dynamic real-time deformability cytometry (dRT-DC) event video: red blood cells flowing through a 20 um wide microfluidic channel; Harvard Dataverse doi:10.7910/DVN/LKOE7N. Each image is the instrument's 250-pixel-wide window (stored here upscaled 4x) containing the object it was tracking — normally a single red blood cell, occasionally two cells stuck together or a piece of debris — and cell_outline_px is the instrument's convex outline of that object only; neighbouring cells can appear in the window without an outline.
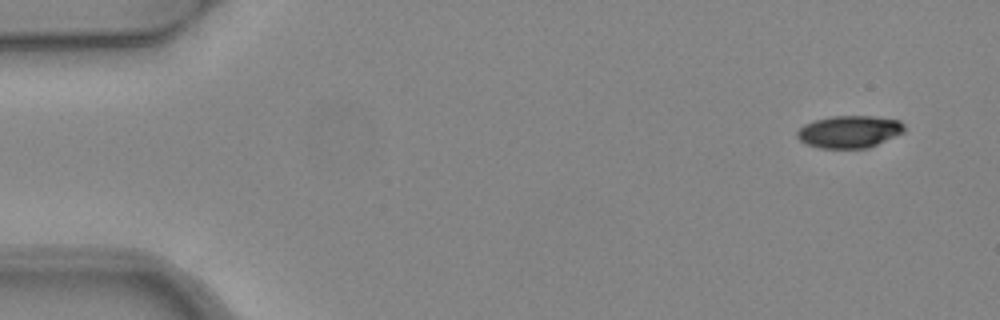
{"species": "common noctule bat (a hibernating species)", "species_latin": "Nyctalus noctula", "temperature_condition": "warm", "stored_images_in_passage": 5, "camera_frame_rate_fps": 3000, "um_per_image_px": 0.085, "animal": {"sex": "female", "body_mass_g": 24.6, "forearm_length_mm": 56.2}, "frame": {"image": 1, "passage_image": 1, "time_ms": 0.0, "image_size_px": [1000, 320], "cell_outline_px": [[904, 132], [868, 148], [820, 148], [808, 144], [800, 140], [796, 136], [796, 132], [804, 124], [812, 120], [832, 116], [872, 116], [900, 120], [904, 124]], "centroid_in_image_um": [72.18, 11.18], "position_along_channel_um": 12.8, "area_um2": 20.17}}
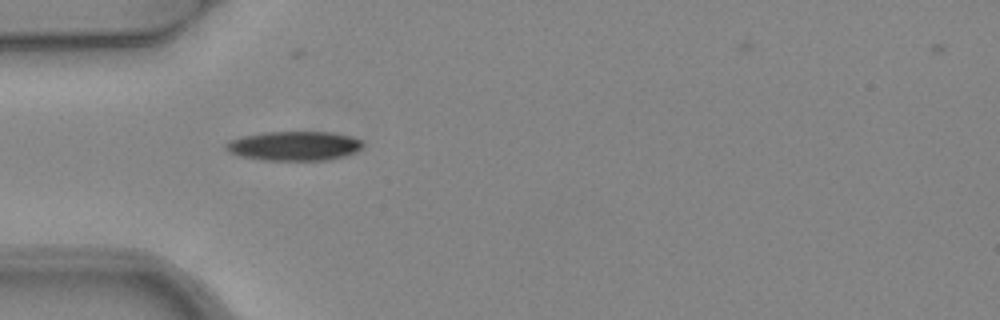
{"frame": {"image": 2, "passage_image": 4, "time_ms": 1.0, "image_size_px": [1000, 320], "cell_outline_px": [[364, 144], [356, 152], [344, 156], [324, 160], [264, 160], [240, 156], [228, 152], [224, 148], [224, 144], [228, 140], [244, 136], [268, 132], [332, 132], [348, 136], [360, 140]], "centroid_in_image_um": [24.96, 12.4], "position_along_channel_um": 60.0, "area_um2": 23.29}}
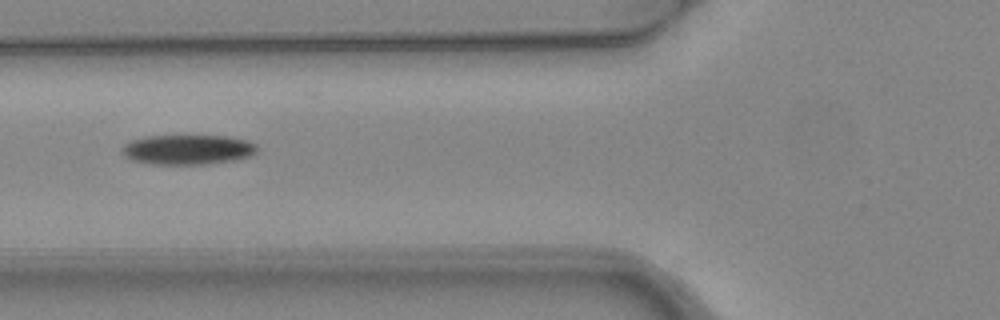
{"frame": {"image": 3, "passage_image": 5, "time_ms": 1.333, "image_size_px": [1000, 320], "cell_outline_px": [[256, 152], [252, 156], [236, 160], [208, 164], [152, 164], [132, 160], [124, 156], [120, 152], [120, 148], [124, 144], [132, 140], [144, 136], [228, 136], [248, 140], [256, 144]], "centroid_in_image_um": [15.95, 12.72], "position_along_channel_um": 109.9, "area_um2": 23.76}}